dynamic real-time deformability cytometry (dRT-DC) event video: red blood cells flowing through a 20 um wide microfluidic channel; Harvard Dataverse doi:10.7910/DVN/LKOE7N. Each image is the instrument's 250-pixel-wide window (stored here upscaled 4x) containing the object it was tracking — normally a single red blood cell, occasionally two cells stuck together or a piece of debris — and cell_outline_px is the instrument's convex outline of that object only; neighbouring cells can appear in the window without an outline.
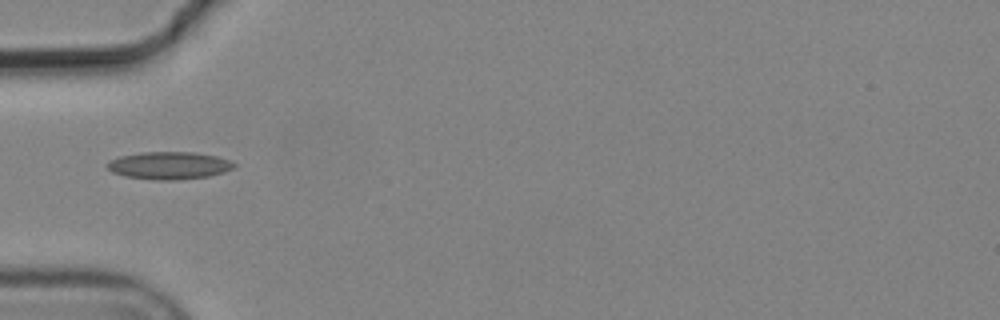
{"species": "common noctule bat (a hibernating species)", "species_latin": "Nyctalus noctula", "temperature_condition": "cold", "stored_images_in_passage": 6, "camera_frame_rate_fps": 3000, "um_per_image_px": 0.085, "animal": {"sex": "male", "body_mass_g": 19.2, "forearm_length_mm": 51.8}, "frame": {"image": 1, "passage_image": 3, "time_ms": 0.667, "image_size_px": [1000, 320], "cell_outline_px": [[236, 168], [224, 172], [208, 176], [176, 180], [152, 180], [124, 176], [112, 172], [104, 164], [120, 156], [140, 152], [196, 152], [216, 156], [228, 160], [236, 164]], "centroid_in_image_um": [14.37, 14.07], "position_along_channel_um": 70.6, "area_um2": 20.46}}
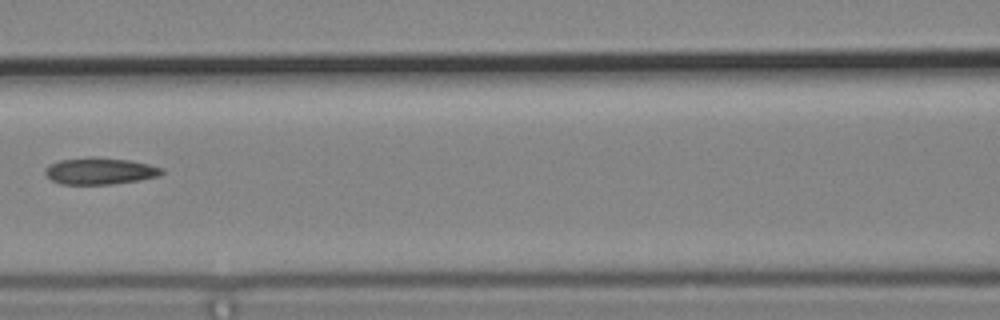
{"frame": {"image": 2, "passage_image": 5, "time_ms": 1.333, "image_size_px": [1000, 320], "cell_outline_px": [[164, 172], [160, 176], [140, 180], [112, 184], [60, 184], [52, 180], [44, 172], [48, 164], [60, 160], [92, 156], [96, 156], [128, 160], [148, 164], [164, 168]], "centroid_in_image_um": [8.51, 14.53], "position_along_channel_um": 158.1, "area_um2": 18.32}}
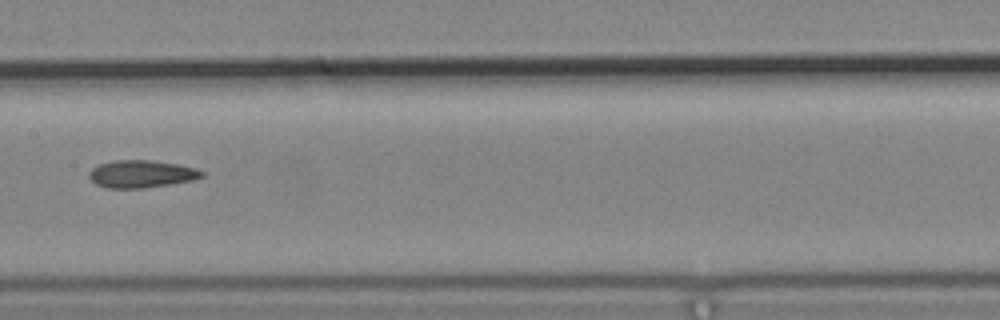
{"frame": {"image": 3, "passage_image": 6, "time_ms": 1.667, "image_size_px": [1000, 320], "cell_outline_px": [[204, 176], [192, 180], [144, 188], [108, 188], [96, 184], [88, 176], [88, 172], [92, 168], [100, 164], [112, 160], [152, 160], [176, 164], [196, 168], [204, 172]], "centroid_in_image_um": [12.0, 14.78], "position_along_channel_um": 195.4, "area_um2": 17.98}}